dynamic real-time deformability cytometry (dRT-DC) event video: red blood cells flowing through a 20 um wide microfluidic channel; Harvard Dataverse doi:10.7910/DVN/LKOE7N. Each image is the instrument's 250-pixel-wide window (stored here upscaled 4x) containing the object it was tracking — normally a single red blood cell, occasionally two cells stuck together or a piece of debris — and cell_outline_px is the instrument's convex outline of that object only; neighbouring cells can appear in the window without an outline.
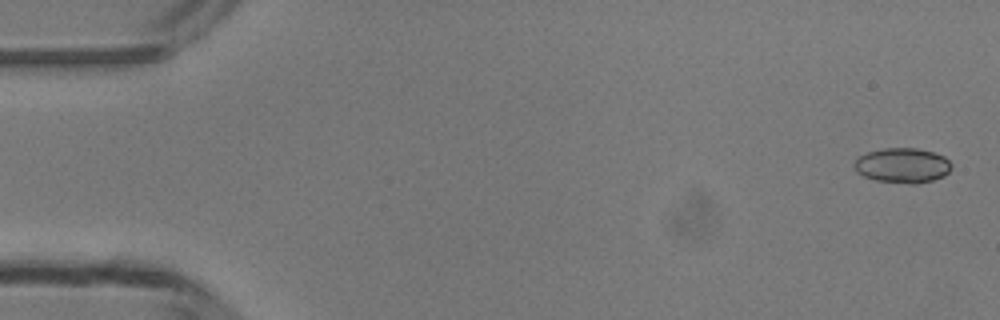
{"species": "common noctule bat (a hibernating species)", "species_latin": "Nyctalus noctula", "temperature_condition": "room temperature", "stored_images_in_passage": 49, "camera_frame_rate_fps": 3000, "um_per_image_px": 0.085, "animal": {"sex": "male", "body_mass_g": 13.3}, "frame": {"image": 1, "passage_image": 2, "time_ms": 0.333, "image_size_px": [1000, 320], "cell_outline_px": [[952, 168], [944, 176], [932, 180], [916, 184], [908, 184], [876, 180], [864, 176], [856, 172], [852, 164], [860, 156], [868, 152], [884, 148], [916, 148], [932, 152], [944, 156], [952, 164]], "centroid_in_image_um": [76.71, 14.07], "position_along_channel_um": 8.3, "area_um2": 19.83}}
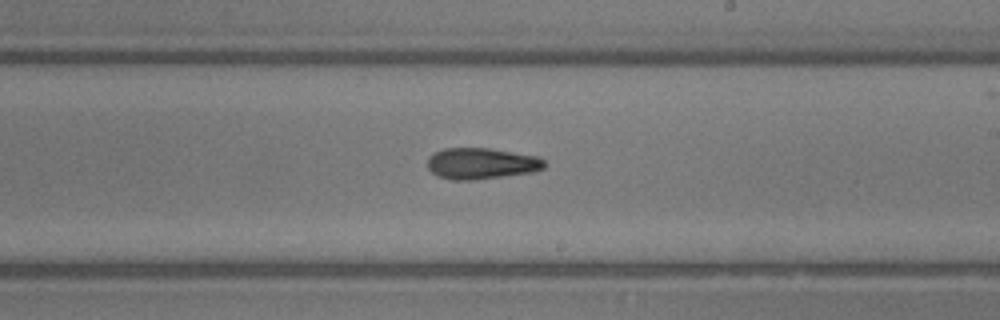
{"frame": {"image": 2, "passage_image": 29, "time_ms": 9.333, "image_size_px": [1000, 320], "cell_outline_px": [[544, 168], [536, 172], [472, 180], [452, 180], [440, 176], [432, 172], [428, 168], [428, 156], [444, 148], [488, 148], [540, 156], [544, 160]], "centroid_in_image_um": [40.95, 13.89], "position_along_channel_um": 248.1, "area_um2": 21.33}}
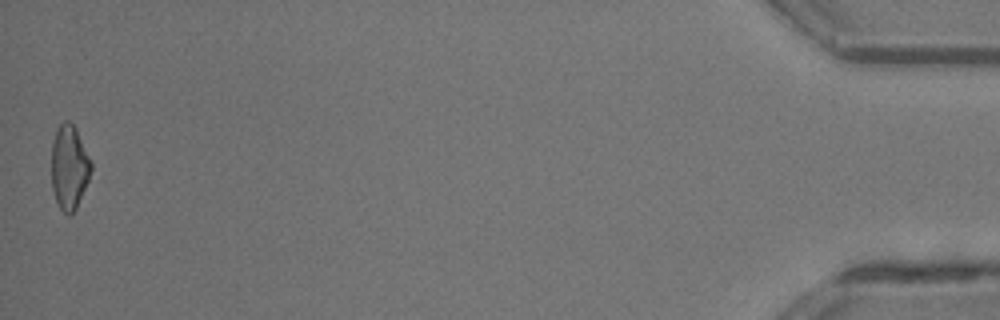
{"frame": {"image": 3, "passage_image": 49, "time_ms": 16.0, "image_size_px": [1000, 320], "cell_outline_px": [[92, 168], [88, 180], [76, 208], [68, 216], [60, 208], [56, 200], [52, 188], [52, 140], [56, 128], [64, 120], [68, 120], [76, 128], [92, 164]], "centroid_in_image_um": [5.87, 14.18], "position_along_channel_um": 429.3, "area_um2": 19.31}, "authors_computed_cell_mechanics": {"area_um2": 20.1144, "velocity_mm_per_s": 4.236, "shape_relaxation_time_tau1_ms": 6.6129, "shape_relaxation_time_tau2_ms": 5.1651, "deformation_change_tau1": 0.1901, "deformation_change_tau2": 0.1805}}